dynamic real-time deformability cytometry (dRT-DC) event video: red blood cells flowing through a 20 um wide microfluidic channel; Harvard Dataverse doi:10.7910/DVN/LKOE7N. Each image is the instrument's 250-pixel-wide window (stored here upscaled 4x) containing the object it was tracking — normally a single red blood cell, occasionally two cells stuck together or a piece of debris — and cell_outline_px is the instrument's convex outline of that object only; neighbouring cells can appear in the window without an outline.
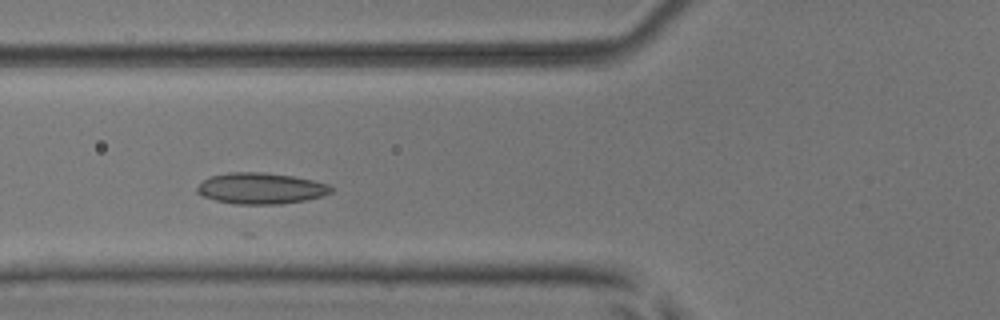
{"species": "common noctule bat (a hibernating species)", "species_latin": "Nyctalus noctula", "temperature_condition": "room temperature", "stored_images_in_passage": 8, "camera_frame_rate_fps": 3000, "um_per_image_px": 0.085, "animal": {"sex": "male", "body_mass_g": 17.9, "forearm_length_mm": 54.2}, "frame": {"image": 1, "passage_image": 5, "time_ms": 1.333, "image_size_px": [1000, 320], "cell_outline_px": [[332, 192], [320, 196], [304, 200], [280, 204], [236, 204], [216, 200], [204, 196], [196, 192], [196, 188], [208, 176], [228, 172], [264, 172], [292, 176], [312, 180], [328, 184], [332, 188]], "centroid_in_image_um": [22.14, 16.0], "position_along_channel_um": 103.7, "area_um2": 24.16}}
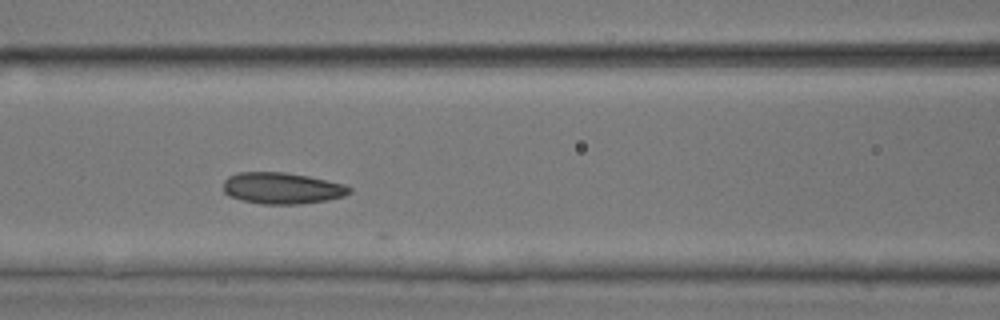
{"frame": {"image": 2, "passage_image": 6, "time_ms": 1.667, "image_size_px": [1000, 320], "cell_outline_px": [[352, 192], [344, 196], [328, 200], [300, 204], [260, 204], [240, 200], [228, 196], [224, 192], [224, 180], [228, 176], [240, 172], [284, 172], [308, 176], [344, 184], [352, 188]], "centroid_in_image_um": [23.97, 16.0], "position_along_channel_um": 142.6, "area_um2": 23.24}}